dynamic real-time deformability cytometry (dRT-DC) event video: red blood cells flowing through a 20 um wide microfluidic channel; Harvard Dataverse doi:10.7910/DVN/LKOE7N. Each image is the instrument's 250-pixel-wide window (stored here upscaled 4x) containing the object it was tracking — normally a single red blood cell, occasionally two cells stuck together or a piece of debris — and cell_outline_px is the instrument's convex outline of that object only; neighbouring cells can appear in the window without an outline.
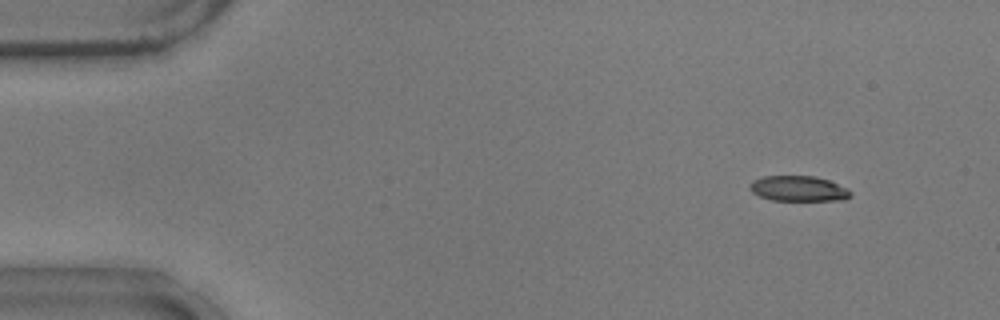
{"species": "common noctule bat (a hibernating species)", "species_latin": "Nyctalus noctula", "temperature_condition": "warm", "stored_images_in_passage": 50, "camera_frame_rate_fps": 3000, "um_per_image_px": 0.085, "animal": {"sex": "male", "body_mass_g": 17.9}, "frame": {"image": 1, "passage_image": 1, "time_ms": 0.0, "image_size_px": [1000, 320], "cell_outline_px": [[852, 196], [844, 200], [772, 200], [760, 196], [752, 192], [748, 188], [752, 180], [764, 176], [812, 176], [828, 180], [848, 188], [852, 192]], "centroid_in_image_um": [67.88, 16.03], "position_along_channel_um": 17.1, "area_um2": 14.91}}
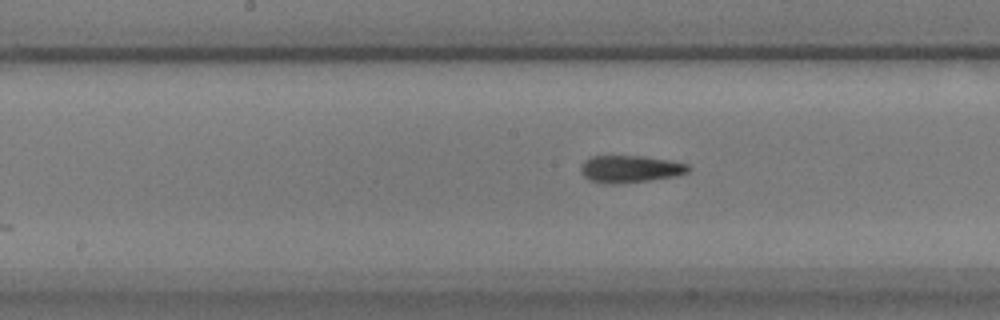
{"frame": {"image": 2, "passage_image": 23, "time_ms": 7.333, "image_size_px": [1000, 320], "cell_outline_px": [[688, 172], [672, 176], [648, 180], [616, 184], [604, 184], [588, 180], [580, 172], [580, 168], [584, 160], [592, 156], [644, 156], [668, 160], [688, 164]], "centroid_in_image_um": [53.48, 14.36], "position_along_channel_um": 194.7, "area_um2": 16.94}}
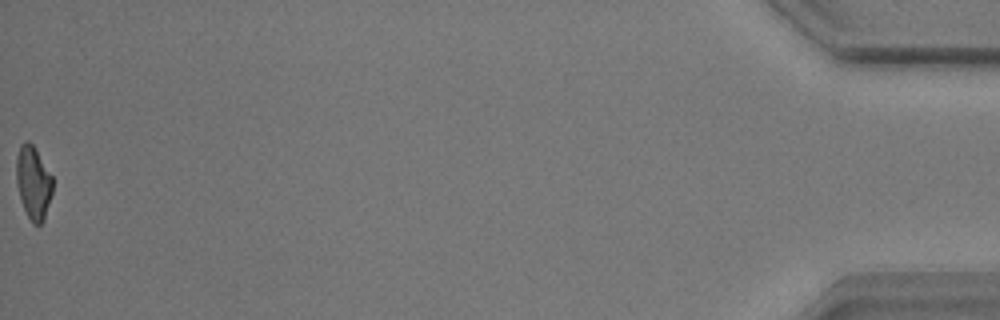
{"frame": {"image": 3, "passage_image": 50, "time_ms": 16.333, "image_size_px": [1000, 320], "cell_outline_px": [[52, 192], [44, 220], [40, 224], [32, 224], [20, 200], [16, 184], [16, 156], [20, 144], [24, 140], [28, 140], [32, 144], [52, 176]], "centroid_in_image_um": [2.8, 15.51], "position_along_channel_um": 432.4, "area_um2": 15.49}, "authors_computed_cell_mechanics": {"area_um2": 16.3574, "velocity_mm_per_s": 3.7479, "shape_relaxation_time_tau1_ms": 10.1433, "shape_relaxation_time_tau2_ms": 2.8047, "deformation_change_tau1": 0.23, "deformation_change_tau2": 0.0978}}